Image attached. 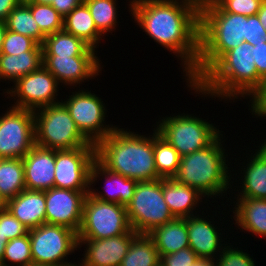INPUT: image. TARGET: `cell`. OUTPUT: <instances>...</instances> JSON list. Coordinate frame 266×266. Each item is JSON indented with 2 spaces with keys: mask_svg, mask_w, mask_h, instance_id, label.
Instances as JSON below:
<instances>
[{
  "mask_svg": "<svg viewBox=\"0 0 266 266\" xmlns=\"http://www.w3.org/2000/svg\"><path fill=\"white\" fill-rule=\"evenodd\" d=\"M154 159L157 174L161 178H173L177 173L181 159L177 150L155 128Z\"/></svg>",
  "mask_w": 266,
  "mask_h": 266,
  "instance_id": "cell-31",
  "label": "cell"
},
{
  "mask_svg": "<svg viewBox=\"0 0 266 266\" xmlns=\"http://www.w3.org/2000/svg\"><path fill=\"white\" fill-rule=\"evenodd\" d=\"M33 263L71 266L68 255L78 248V234L64 226L44 223L28 230Z\"/></svg>",
  "mask_w": 266,
  "mask_h": 266,
  "instance_id": "cell-10",
  "label": "cell"
},
{
  "mask_svg": "<svg viewBox=\"0 0 266 266\" xmlns=\"http://www.w3.org/2000/svg\"><path fill=\"white\" fill-rule=\"evenodd\" d=\"M28 230L8 209L0 211V231L8 241L26 235Z\"/></svg>",
  "mask_w": 266,
  "mask_h": 266,
  "instance_id": "cell-39",
  "label": "cell"
},
{
  "mask_svg": "<svg viewBox=\"0 0 266 266\" xmlns=\"http://www.w3.org/2000/svg\"><path fill=\"white\" fill-rule=\"evenodd\" d=\"M244 41L250 43L251 46L266 42V30L261 25L257 15L247 16Z\"/></svg>",
  "mask_w": 266,
  "mask_h": 266,
  "instance_id": "cell-41",
  "label": "cell"
},
{
  "mask_svg": "<svg viewBox=\"0 0 266 266\" xmlns=\"http://www.w3.org/2000/svg\"><path fill=\"white\" fill-rule=\"evenodd\" d=\"M222 139L223 134L208 147L181 156L177 173L173 176L178 183L198 190L205 196L206 203L209 201L207 198L225 197L230 187L232 191L236 190L232 188L234 181L231 178L234 180V177H231L228 154L221 144L225 140Z\"/></svg>",
  "mask_w": 266,
  "mask_h": 266,
  "instance_id": "cell-5",
  "label": "cell"
},
{
  "mask_svg": "<svg viewBox=\"0 0 266 266\" xmlns=\"http://www.w3.org/2000/svg\"><path fill=\"white\" fill-rule=\"evenodd\" d=\"M22 160L26 189L46 191L54 187L55 150L35 144Z\"/></svg>",
  "mask_w": 266,
  "mask_h": 266,
  "instance_id": "cell-20",
  "label": "cell"
},
{
  "mask_svg": "<svg viewBox=\"0 0 266 266\" xmlns=\"http://www.w3.org/2000/svg\"><path fill=\"white\" fill-rule=\"evenodd\" d=\"M32 263L33 261L29 233L8 241L5 246L4 256L2 258V265L14 266L17 264L16 266H28Z\"/></svg>",
  "mask_w": 266,
  "mask_h": 266,
  "instance_id": "cell-35",
  "label": "cell"
},
{
  "mask_svg": "<svg viewBox=\"0 0 266 266\" xmlns=\"http://www.w3.org/2000/svg\"><path fill=\"white\" fill-rule=\"evenodd\" d=\"M96 160V147L55 150L54 187L89 191L91 166Z\"/></svg>",
  "mask_w": 266,
  "mask_h": 266,
  "instance_id": "cell-14",
  "label": "cell"
},
{
  "mask_svg": "<svg viewBox=\"0 0 266 266\" xmlns=\"http://www.w3.org/2000/svg\"><path fill=\"white\" fill-rule=\"evenodd\" d=\"M59 86L54 75L42 66L18 79L11 88L3 91V94L7 93V98L14 99L12 102L15 104H12V107L34 111L43 106L61 103L57 99Z\"/></svg>",
  "mask_w": 266,
  "mask_h": 266,
  "instance_id": "cell-12",
  "label": "cell"
},
{
  "mask_svg": "<svg viewBox=\"0 0 266 266\" xmlns=\"http://www.w3.org/2000/svg\"><path fill=\"white\" fill-rule=\"evenodd\" d=\"M224 11L244 16L257 15L264 0H214Z\"/></svg>",
  "mask_w": 266,
  "mask_h": 266,
  "instance_id": "cell-38",
  "label": "cell"
},
{
  "mask_svg": "<svg viewBox=\"0 0 266 266\" xmlns=\"http://www.w3.org/2000/svg\"><path fill=\"white\" fill-rule=\"evenodd\" d=\"M28 266H54V265L32 263Z\"/></svg>",
  "mask_w": 266,
  "mask_h": 266,
  "instance_id": "cell-54",
  "label": "cell"
},
{
  "mask_svg": "<svg viewBox=\"0 0 266 266\" xmlns=\"http://www.w3.org/2000/svg\"><path fill=\"white\" fill-rule=\"evenodd\" d=\"M43 56H96L98 51L91 48L82 39L64 30L46 35L42 44ZM96 52V53H95Z\"/></svg>",
  "mask_w": 266,
  "mask_h": 266,
  "instance_id": "cell-27",
  "label": "cell"
},
{
  "mask_svg": "<svg viewBox=\"0 0 266 266\" xmlns=\"http://www.w3.org/2000/svg\"><path fill=\"white\" fill-rule=\"evenodd\" d=\"M159 255H166L189 247L188 229L185 218H175L147 234Z\"/></svg>",
  "mask_w": 266,
  "mask_h": 266,
  "instance_id": "cell-25",
  "label": "cell"
},
{
  "mask_svg": "<svg viewBox=\"0 0 266 266\" xmlns=\"http://www.w3.org/2000/svg\"><path fill=\"white\" fill-rule=\"evenodd\" d=\"M187 87L204 98L226 99L224 102H235L243 97L251 99L258 92V73L251 44L243 41L226 52L194 85Z\"/></svg>",
  "mask_w": 266,
  "mask_h": 266,
  "instance_id": "cell-2",
  "label": "cell"
},
{
  "mask_svg": "<svg viewBox=\"0 0 266 266\" xmlns=\"http://www.w3.org/2000/svg\"><path fill=\"white\" fill-rule=\"evenodd\" d=\"M18 0H0V21H6L11 11L19 5Z\"/></svg>",
  "mask_w": 266,
  "mask_h": 266,
  "instance_id": "cell-45",
  "label": "cell"
},
{
  "mask_svg": "<svg viewBox=\"0 0 266 266\" xmlns=\"http://www.w3.org/2000/svg\"><path fill=\"white\" fill-rule=\"evenodd\" d=\"M199 257L190 248H183L179 251L160 255L161 266H191Z\"/></svg>",
  "mask_w": 266,
  "mask_h": 266,
  "instance_id": "cell-40",
  "label": "cell"
},
{
  "mask_svg": "<svg viewBox=\"0 0 266 266\" xmlns=\"http://www.w3.org/2000/svg\"><path fill=\"white\" fill-rule=\"evenodd\" d=\"M7 243H8V240L6 239L5 236L2 235L0 231V264H2V258L4 256L5 246Z\"/></svg>",
  "mask_w": 266,
  "mask_h": 266,
  "instance_id": "cell-48",
  "label": "cell"
},
{
  "mask_svg": "<svg viewBox=\"0 0 266 266\" xmlns=\"http://www.w3.org/2000/svg\"><path fill=\"white\" fill-rule=\"evenodd\" d=\"M79 262H80V261H78V265H77V263H76V264L71 265V266H81V265L79 264Z\"/></svg>",
  "mask_w": 266,
  "mask_h": 266,
  "instance_id": "cell-55",
  "label": "cell"
},
{
  "mask_svg": "<svg viewBox=\"0 0 266 266\" xmlns=\"http://www.w3.org/2000/svg\"><path fill=\"white\" fill-rule=\"evenodd\" d=\"M100 62L98 56H43V66L54 75L58 83L72 88L98 76L104 69Z\"/></svg>",
  "mask_w": 266,
  "mask_h": 266,
  "instance_id": "cell-16",
  "label": "cell"
},
{
  "mask_svg": "<svg viewBox=\"0 0 266 266\" xmlns=\"http://www.w3.org/2000/svg\"><path fill=\"white\" fill-rule=\"evenodd\" d=\"M71 93L66 100L61 99V103L68 110L80 132L96 145L113 132L117 126H113L111 123L110 125L105 124L107 108L101 97L85 88Z\"/></svg>",
  "mask_w": 266,
  "mask_h": 266,
  "instance_id": "cell-11",
  "label": "cell"
},
{
  "mask_svg": "<svg viewBox=\"0 0 266 266\" xmlns=\"http://www.w3.org/2000/svg\"><path fill=\"white\" fill-rule=\"evenodd\" d=\"M83 1L84 0H53L51 6L54 7L60 15L65 17Z\"/></svg>",
  "mask_w": 266,
  "mask_h": 266,
  "instance_id": "cell-44",
  "label": "cell"
},
{
  "mask_svg": "<svg viewBox=\"0 0 266 266\" xmlns=\"http://www.w3.org/2000/svg\"><path fill=\"white\" fill-rule=\"evenodd\" d=\"M138 235L132 229L126 234L106 239H78V249L84 246L81 266H120L133 239Z\"/></svg>",
  "mask_w": 266,
  "mask_h": 266,
  "instance_id": "cell-17",
  "label": "cell"
},
{
  "mask_svg": "<svg viewBox=\"0 0 266 266\" xmlns=\"http://www.w3.org/2000/svg\"><path fill=\"white\" fill-rule=\"evenodd\" d=\"M20 4H29L34 2L35 0H18Z\"/></svg>",
  "mask_w": 266,
  "mask_h": 266,
  "instance_id": "cell-53",
  "label": "cell"
},
{
  "mask_svg": "<svg viewBox=\"0 0 266 266\" xmlns=\"http://www.w3.org/2000/svg\"><path fill=\"white\" fill-rule=\"evenodd\" d=\"M183 1H187L189 3H192L193 5H195L196 7H198L199 9H201L202 7H204L210 0H183Z\"/></svg>",
  "mask_w": 266,
  "mask_h": 266,
  "instance_id": "cell-50",
  "label": "cell"
},
{
  "mask_svg": "<svg viewBox=\"0 0 266 266\" xmlns=\"http://www.w3.org/2000/svg\"><path fill=\"white\" fill-rule=\"evenodd\" d=\"M26 5L30 8L33 18L45 35L63 30L64 17L50 4L32 2Z\"/></svg>",
  "mask_w": 266,
  "mask_h": 266,
  "instance_id": "cell-34",
  "label": "cell"
},
{
  "mask_svg": "<svg viewBox=\"0 0 266 266\" xmlns=\"http://www.w3.org/2000/svg\"><path fill=\"white\" fill-rule=\"evenodd\" d=\"M126 211L131 229L138 234H148L175 219L164 200L162 178L138 181Z\"/></svg>",
  "mask_w": 266,
  "mask_h": 266,
  "instance_id": "cell-8",
  "label": "cell"
},
{
  "mask_svg": "<svg viewBox=\"0 0 266 266\" xmlns=\"http://www.w3.org/2000/svg\"><path fill=\"white\" fill-rule=\"evenodd\" d=\"M22 158H0V193L6 201L25 190Z\"/></svg>",
  "mask_w": 266,
  "mask_h": 266,
  "instance_id": "cell-29",
  "label": "cell"
},
{
  "mask_svg": "<svg viewBox=\"0 0 266 266\" xmlns=\"http://www.w3.org/2000/svg\"><path fill=\"white\" fill-rule=\"evenodd\" d=\"M163 196L175 218H186L198 214L203 196L189 185L180 184L173 178H162ZM197 210V211H195ZM194 211L196 213H194Z\"/></svg>",
  "mask_w": 266,
  "mask_h": 266,
  "instance_id": "cell-23",
  "label": "cell"
},
{
  "mask_svg": "<svg viewBox=\"0 0 266 266\" xmlns=\"http://www.w3.org/2000/svg\"><path fill=\"white\" fill-rule=\"evenodd\" d=\"M156 122L155 129L179 153L191 154L211 145L224 131L193 114L170 115Z\"/></svg>",
  "mask_w": 266,
  "mask_h": 266,
  "instance_id": "cell-7",
  "label": "cell"
},
{
  "mask_svg": "<svg viewBox=\"0 0 266 266\" xmlns=\"http://www.w3.org/2000/svg\"><path fill=\"white\" fill-rule=\"evenodd\" d=\"M256 147L258 149H255L256 152L251 150L253 153L247 159L248 163L246 164V161L243 163L246 166H242L244 169L241 168L239 173L242 174L239 179L241 189L240 193L238 189L236 190L237 198L266 199V139Z\"/></svg>",
  "mask_w": 266,
  "mask_h": 266,
  "instance_id": "cell-21",
  "label": "cell"
},
{
  "mask_svg": "<svg viewBox=\"0 0 266 266\" xmlns=\"http://www.w3.org/2000/svg\"><path fill=\"white\" fill-rule=\"evenodd\" d=\"M253 52L254 63L258 73V91L266 82V42L251 46Z\"/></svg>",
  "mask_w": 266,
  "mask_h": 266,
  "instance_id": "cell-42",
  "label": "cell"
},
{
  "mask_svg": "<svg viewBox=\"0 0 266 266\" xmlns=\"http://www.w3.org/2000/svg\"><path fill=\"white\" fill-rule=\"evenodd\" d=\"M26 51H43V47L28 36L6 30L1 54L19 55Z\"/></svg>",
  "mask_w": 266,
  "mask_h": 266,
  "instance_id": "cell-36",
  "label": "cell"
},
{
  "mask_svg": "<svg viewBox=\"0 0 266 266\" xmlns=\"http://www.w3.org/2000/svg\"><path fill=\"white\" fill-rule=\"evenodd\" d=\"M248 107H251L248 109L252 112L253 116H256L255 118L260 117L261 120L265 119L266 117V82L264 83L263 87L251 98L249 99Z\"/></svg>",
  "mask_w": 266,
  "mask_h": 266,
  "instance_id": "cell-43",
  "label": "cell"
},
{
  "mask_svg": "<svg viewBox=\"0 0 266 266\" xmlns=\"http://www.w3.org/2000/svg\"><path fill=\"white\" fill-rule=\"evenodd\" d=\"M246 22L247 16L226 12L214 0L200 9L199 59L186 85H194L226 52L242 44Z\"/></svg>",
  "mask_w": 266,
  "mask_h": 266,
  "instance_id": "cell-4",
  "label": "cell"
},
{
  "mask_svg": "<svg viewBox=\"0 0 266 266\" xmlns=\"http://www.w3.org/2000/svg\"><path fill=\"white\" fill-rule=\"evenodd\" d=\"M132 18L161 47L174 53L188 77L200 52V9L183 0H130Z\"/></svg>",
  "mask_w": 266,
  "mask_h": 266,
  "instance_id": "cell-1",
  "label": "cell"
},
{
  "mask_svg": "<svg viewBox=\"0 0 266 266\" xmlns=\"http://www.w3.org/2000/svg\"><path fill=\"white\" fill-rule=\"evenodd\" d=\"M42 66L43 51H26L19 55L0 54V81L8 80L14 84Z\"/></svg>",
  "mask_w": 266,
  "mask_h": 266,
  "instance_id": "cell-28",
  "label": "cell"
},
{
  "mask_svg": "<svg viewBox=\"0 0 266 266\" xmlns=\"http://www.w3.org/2000/svg\"><path fill=\"white\" fill-rule=\"evenodd\" d=\"M63 30L82 39L91 48L97 50L103 34L97 29L89 8L83 1L63 19Z\"/></svg>",
  "mask_w": 266,
  "mask_h": 266,
  "instance_id": "cell-26",
  "label": "cell"
},
{
  "mask_svg": "<svg viewBox=\"0 0 266 266\" xmlns=\"http://www.w3.org/2000/svg\"><path fill=\"white\" fill-rule=\"evenodd\" d=\"M6 30H7L6 23L4 21H0V54Z\"/></svg>",
  "mask_w": 266,
  "mask_h": 266,
  "instance_id": "cell-49",
  "label": "cell"
},
{
  "mask_svg": "<svg viewBox=\"0 0 266 266\" xmlns=\"http://www.w3.org/2000/svg\"><path fill=\"white\" fill-rule=\"evenodd\" d=\"M5 23L7 30L28 36L39 45H42L45 41L46 35L40 30L30 8L26 4H19L15 7Z\"/></svg>",
  "mask_w": 266,
  "mask_h": 266,
  "instance_id": "cell-32",
  "label": "cell"
},
{
  "mask_svg": "<svg viewBox=\"0 0 266 266\" xmlns=\"http://www.w3.org/2000/svg\"><path fill=\"white\" fill-rule=\"evenodd\" d=\"M34 145V112L7 108L0 116V158H23Z\"/></svg>",
  "mask_w": 266,
  "mask_h": 266,
  "instance_id": "cell-13",
  "label": "cell"
},
{
  "mask_svg": "<svg viewBox=\"0 0 266 266\" xmlns=\"http://www.w3.org/2000/svg\"><path fill=\"white\" fill-rule=\"evenodd\" d=\"M99 178H104V181L107 182L106 186L102 187L105 188L103 189V191L105 190L104 193L93 188V184H96L100 180ZM137 183L138 181L135 179H129L121 174L109 171L96 159L91 166L89 194L101 201L127 206L133 198Z\"/></svg>",
  "mask_w": 266,
  "mask_h": 266,
  "instance_id": "cell-19",
  "label": "cell"
},
{
  "mask_svg": "<svg viewBox=\"0 0 266 266\" xmlns=\"http://www.w3.org/2000/svg\"><path fill=\"white\" fill-rule=\"evenodd\" d=\"M90 10L92 19L97 29L103 34H108L116 30L119 23L116 0H84ZM114 29V30H113Z\"/></svg>",
  "mask_w": 266,
  "mask_h": 266,
  "instance_id": "cell-33",
  "label": "cell"
},
{
  "mask_svg": "<svg viewBox=\"0 0 266 266\" xmlns=\"http://www.w3.org/2000/svg\"><path fill=\"white\" fill-rule=\"evenodd\" d=\"M257 16L259 18L261 25L266 30V0H264V2L262 3V5H261V7L257 13Z\"/></svg>",
  "mask_w": 266,
  "mask_h": 266,
  "instance_id": "cell-46",
  "label": "cell"
},
{
  "mask_svg": "<svg viewBox=\"0 0 266 266\" xmlns=\"http://www.w3.org/2000/svg\"><path fill=\"white\" fill-rule=\"evenodd\" d=\"M53 0H35L34 2L40 3V4H50Z\"/></svg>",
  "mask_w": 266,
  "mask_h": 266,
  "instance_id": "cell-52",
  "label": "cell"
},
{
  "mask_svg": "<svg viewBox=\"0 0 266 266\" xmlns=\"http://www.w3.org/2000/svg\"><path fill=\"white\" fill-rule=\"evenodd\" d=\"M228 244L215 259L218 266H256L249 253Z\"/></svg>",
  "mask_w": 266,
  "mask_h": 266,
  "instance_id": "cell-37",
  "label": "cell"
},
{
  "mask_svg": "<svg viewBox=\"0 0 266 266\" xmlns=\"http://www.w3.org/2000/svg\"><path fill=\"white\" fill-rule=\"evenodd\" d=\"M6 207H7V201L0 193V211L6 209Z\"/></svg>",
  "mask_w": 266,
  "mask_h": 266,
  "instance_id": "cell-51",
  "label": "cell"
},
{
  "mask_svg": "<svg viewBox=\"0 0 266 266\" xmlns=\"http://www.w3.org/2000/svg\"><path fill=\"white\" fill-rule=\"evenodd\" d=\"M33 112L36 145L52 150L96 147L80 132L62 103L43 106Z\"/></svg>",
  "mask_w": 266,
  "mask_h": 266,
  "instance_id": "cell-6",
  "label": "cell"
},
{
  "mask_svg": "<svg viewBox=\"0 0 266 266\" xmlns=\"http://www.w3.org/2000/svg\"><path fill=\"white\" fill-rule=\"evenodd\" d=\"M232 207L235 223L242 232L245 230L266 239V199L236 198ZM236 202V203H235ZM235 208V209H234ZM244 229V230H243Z\"/></svg>",
  "mask_w": 266,
  "mask_h": 266,
  "instance_id": "cell-24",
  "label": "cell"
},
{
  "mask_svg": "<svg viewBox=\"0 0 266 266\" xmlns=\"http://www.w3.org/2000/svg\"><path fill=\"white\" fill-rule=\"evenodd\" d=\"M191 266H218L215 260L198 258Z\"/></svg>",
  "mask_w": 266,
  "mask_h": 266,
  "instance_id": "cell-47",
  "label": "cell"
},
{
  "mask_svg": "<svg viewBox=\"0 0 266 266\" xmlns=\"http://www.w3.org/2000/svg\"><path fill=\"white\" fill-rule=\"evenodd\" d=\"M203 212L204 210L200 217L197 214L185 218L188 229L189 247L199 258L215 260L218 254L228 244L227 242L225 244L224 239H222L223 235L220 232L222 229L213 223L215 220L214 216L212 215L213 219H208L207 216H203L206 215Z\"/></svg>",
  "mask_w": 266,
  "mask_h": 266,
  "instance_id": "cell-18",
  "label": "cell"
},
{
  "mask_svg": "<svg viewBox=\"0 0 266 266\" xmlns=\"http://www.w3.org/2000/svg\"><path fill=\"white\" fill-rule=\"evenodd\" d=\"M89 191L51 188L45 191L46 223L67 227L78 233L83 203Z\"/></svg>",
  "mask_w": 266,
  "mask_h": 266,
  "instance_id": "cell-15",
  "label": "cell"
},
{
  "mask_svg": "<svg viewBox=\"0 0 266 266\" xmlns=\"http://www.w3.org/2000/svg\"><path fill=\"white\" fill-rule=\"evenodd\" d=\"M160 255L147 234H138L122 259L120 266H158Z\"/></svg>",
  "mask_w": 266,
  "mask_h": 266,
  "instance_id": "cell-30",
  "label": "cell"
},
{
  "mask_svg": "<svg viewBox=\"0 0 266 266\" xmlns=\"http://www.w3.org/2000/svg\"><path fill=\"white\" fill-rule=\"evenodd\" d=\"M119 128L96 144V159L109 171L137 181L158 180L152 135ZM152 136V137H151Z\"/></svg>",
  "mask_w": 266,
  "mask_h": 266,
  "instance_id": "cell-3",
  "label": "cell"
},
{
  "mask_svg": "<svg viewBox=\"0 0 266 266\" xmlns=\"http://www.w3.org/2000/svg\"><path fill=\"white\" fill-rule=\"evenodd\" d=\"M130 230L126 206L86 195L78 239H106Z\"/></svg>",
  "mask_w": 266,
  "mask_h": 266,
  "instance_id": "cell-9",
  "label": "cell"
},
{
  "mask_svg": "<svg viewBox=\"0 0 266 266\" xmlns=\"http://www.w3.org/2000/svg\"><path fill=\"white\" fill-rule=\"evenodd\" d=\"M10 213L28 229L46 223L45 191L25 189L7 201Z\"/></svg>",
  "mask_w": 266,
  "mask_h": 266,
  "instance_id": "cell-22",
  "label": "cell"
}]
</instances>
